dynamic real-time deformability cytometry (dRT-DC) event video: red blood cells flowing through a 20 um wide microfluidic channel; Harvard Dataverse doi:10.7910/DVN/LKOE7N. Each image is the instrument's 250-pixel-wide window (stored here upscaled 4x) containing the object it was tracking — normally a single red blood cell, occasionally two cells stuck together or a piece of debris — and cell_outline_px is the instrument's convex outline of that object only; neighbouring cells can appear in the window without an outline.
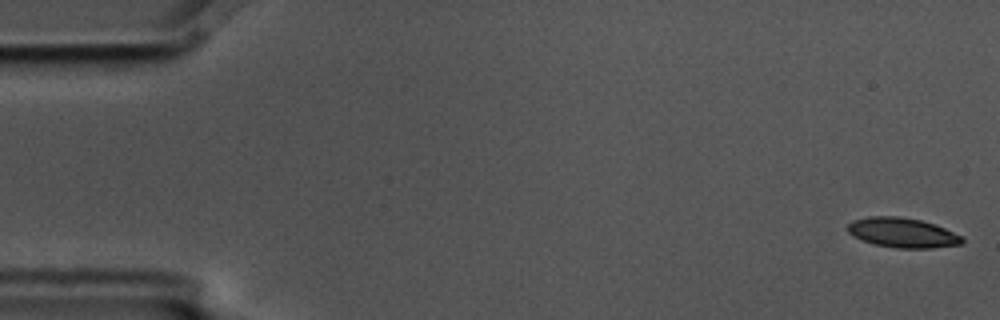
{"species": "common noctule bat (a hibernating species)", "species_latin": "Nyctalus noctula", "temperature_condition": "cold", "stored_images_in_passage": 6, "camera_frame_rate_fps": 3000, "um_per_image_px": 0.085, "animal": {"sex": "male", "body_mass_g": 17.5, "forearm_length_mm": 52.3}, "frame": {"image": 1, "passage_image": 1, "time_ms": 0.0, "image_size_px": [1000, 320], "cell_outline_px": [[964, 244], [932, 248], [896, 248], [872, 244], [860, 240], [852, 236], [848, 232], [848, 224], [852, 220], [868, 216], [900, 216], [920, 220], [936, 224], [964, 236]], "centroid_in_image_um": [76.73, 19.78], "position_along_channel_um": 8.3, "area_um2": 20.29}}
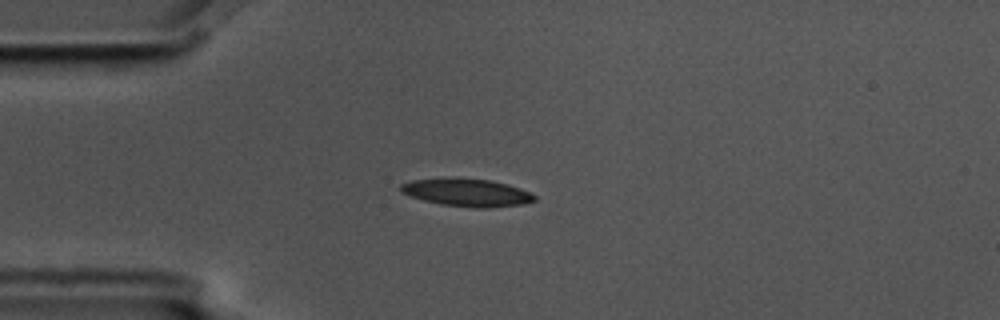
{"frame": {"image": 2, "passage_image": 4, "time_ms": 1.0, "image_size_px": [1000, 320], "cell_outline_px": [[536, 200], [524, 204], [488, 208], [476, 208], [440, 204], [424, 200], [400, 192], [400, 184], [412, 180], [488, 180], [508, 184], [520, 188], [536, 196]], "centroid_in_image_um": [39.74, 16.41], "position_along_channel_um": 45.3, "area_um2": 20.81}}
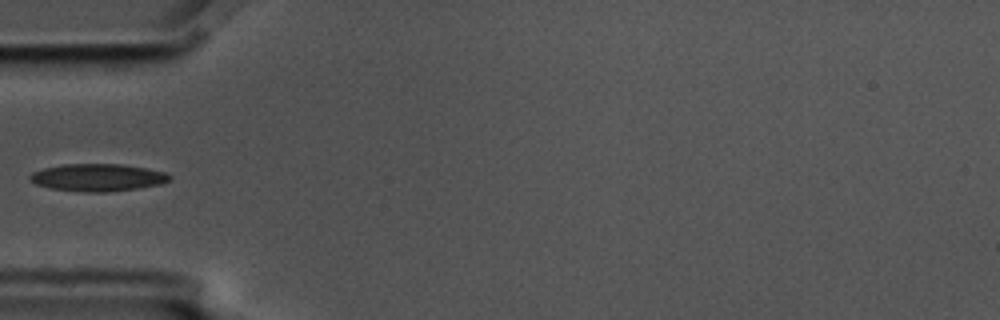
{"frame": {"image": 3, "passage_image": 5, "time_ms": 1.333, "image_size_px": [1000, 320], "cell_outline_px": [[172, 176], [168, 180], [160, 184], [136, 188], [108, 192], [84, 192], [52, 188], [36, 184], [28, 176], [32, 172], [44, 168], [64, 164], [120, 164], [168, 172]], "centroid_in_image_um": [8.31, 15.08], "position_along_channel_um": 76.7, "area_um2": 22.08}}